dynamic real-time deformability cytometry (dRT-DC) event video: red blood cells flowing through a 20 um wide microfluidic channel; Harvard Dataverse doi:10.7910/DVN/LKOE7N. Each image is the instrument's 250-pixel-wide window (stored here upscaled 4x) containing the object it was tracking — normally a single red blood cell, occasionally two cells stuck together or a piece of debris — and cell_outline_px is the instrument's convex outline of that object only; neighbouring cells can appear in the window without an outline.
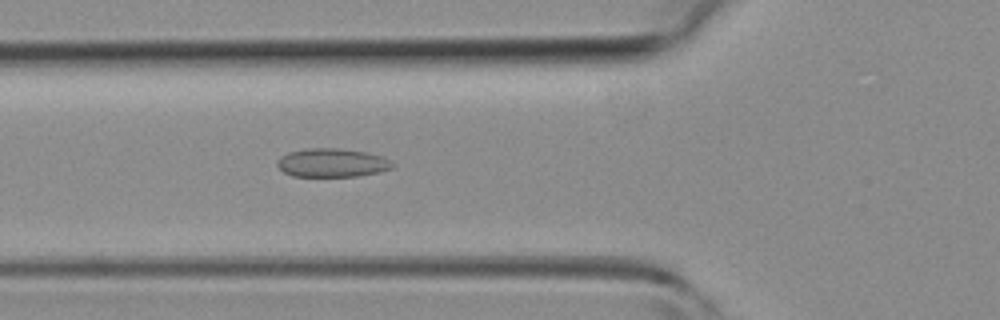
{"species": "common noctule bat (a hibernating species)", "species_latin": "Nyctalus noctula", "temperature_condition": "room temperature", "stored_images_in_passage": 35, "camera_frame_rate_fps": 3000, "um_per_image_px": 0.085, "animal": {"sex": "female", "body_mass_g": 19.3, "forearm_length_mm": 54.1}, "frame": {"image": 1, "passage_image": 6, "time_ms": 1.667, "image_size_px": [1000, 320], "cell_outline_px": [[396, 164], [392, 168], [380, 172], [360, 176], [292, 176], [284, 172], [276, 164], [280, 156], [288, 152], [308, 148], [336, 148], [364, 152], [380, 156]], "centroid_in_image_um": [28.21, 13.84], "position_along_channel_um": 97.6, "area_um2": 19.13}}
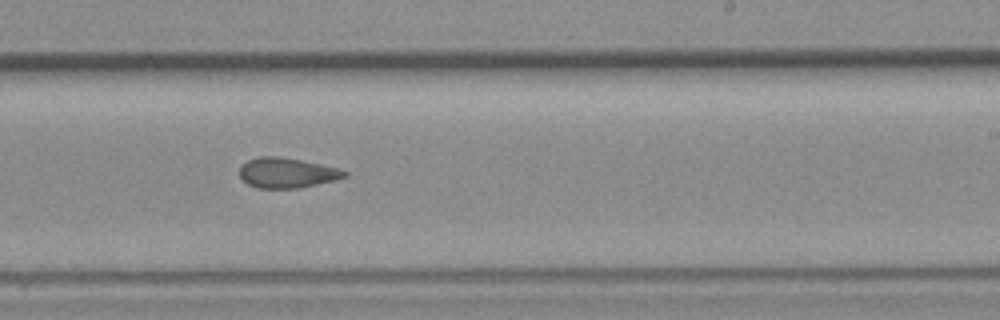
{"frame": {"image": 2, "passage_image": 17, "time_ms": 5.333, "image_size_px": [1000, 320], "cell_outline_px": [[348, 176], [336, 180], [296, 188], [260, 188], [248, 184], [240, 176], [240, 168], [248, 160], [260, 156], [276, 156], [300, 160], [340, 168], [348, 172]], "centroid_in_image_um": [24.42, 14.69], "position_along_channel_um": 264.6, "area_um2": 18.21}}
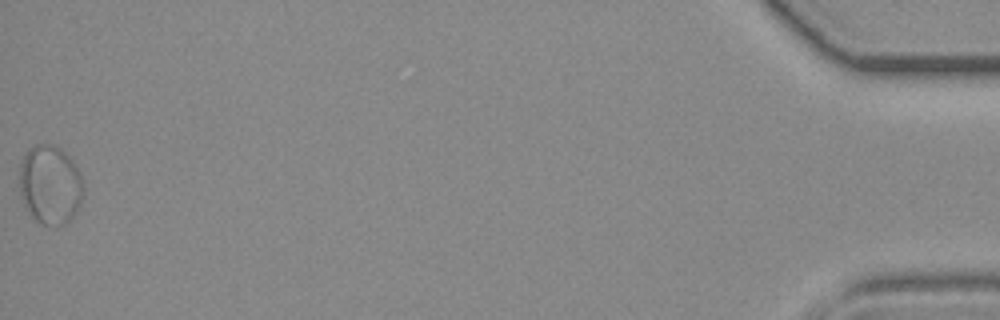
{"frame": {"image": 3, "passage_image": 35, "time_ms": 11.333, "image_size_px": [1000, 320], "cell_outline_px": [[84, 188], [80, 204], [76, 212], [64, 224], [40, 224], [32, 220], [24, 208], [20, 192], [20, 164], [28, 148], [36, 144], [52, 144], [60, 148], [72, 160], [80, 172], [84, 184]], "centroid_in_image_um": [4.24, 15.71], "position_along_channel_um": 431.0, "area_um2": 29.77}}